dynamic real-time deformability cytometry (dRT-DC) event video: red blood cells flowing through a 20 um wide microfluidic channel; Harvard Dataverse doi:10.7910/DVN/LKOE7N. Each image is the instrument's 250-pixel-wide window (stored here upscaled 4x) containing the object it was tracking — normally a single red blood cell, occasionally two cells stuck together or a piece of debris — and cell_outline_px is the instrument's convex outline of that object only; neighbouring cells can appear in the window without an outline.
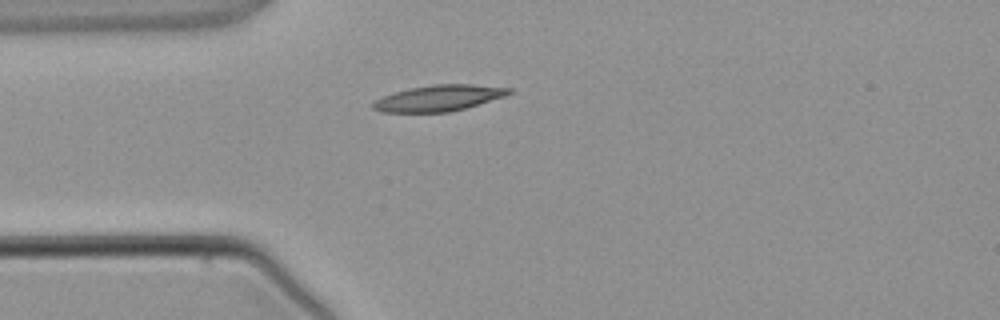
{"species": "common noctule bat (a hibernating species)", "species_latin": "Nyctalus noctula", "temperature_condition": "warm", "stored_images_in_passage": 5, "camera_frame_rate_fps": 3000, "um_per_image_px": 0.085, "animal": {"sex": "male", "body_mass_g": 21.5, "forearm_length_mm": 52.0}, "frame": {"image": 1, "passage_image": 5, "time_ms": 5.333, "image_size_px": [1000, 320], "cell_outline_px": [[512, 92], [504, 96], [464, 108], [448, 112], [380, 112], [372, 108], [372, 104], [376, 100], [392, 92], [408, 88], [432, 84], [472, 84], [512, 88]], "centroid_in_image_um": [37.26, 8.33], "position_along_channel_um": 47.7, "area_um2": 20.52}}